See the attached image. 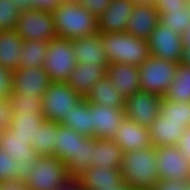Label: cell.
I'll use <instances>...</instances> for the list:
<instances>
[{
	"label": "cell",
	"instance_id": "6da1fadb",
	"mask_svg": "<svg viewBox=\"0 0 190 190\" xmlns=\"http://www.w3.org/2000/svg\"><path fill=\"white\" fill-rule=\"evenodd\" d=\"M156 147L123 153L120 173L131 190H151L159 181Z\"/></svg>",
	"mask_w": 190,
	"mask_h": 190
},
{
	"label": "cell",
	"instance_id": "7a4b0ae2",
	"mask_svg": "<svg viewBox=\"0 0 190 190\" xmlns=\"http://www.w3.org/2000/svg\"><path fill=\"white\" fill-rule=\"evenodd\" d=\"M109 64L122 63L140 67L151 55L148 40L125 32L100 34Z\"/></svg>",
	"mask_w": 190,
	"mask_h": 190
},
{
	"label": "cell",
	"instance_id": "3957f363",
	"mask_svg": "<svg viewBox=\"0 0 190 190\" xmlns=\"http://www.w3.org/2000/svg\"><path fill=\"white\" fill-rule=\"evenodd\" d=\"M52 16L57 38L72 40L98 32L97 17L75 1L63 3Z\"/></svg>",
	"mask_w": 190,
	"mask_h": 190
},
{
	"label": "cell",
	"instance_id": "277c9868",
	"mask_svg": "<svg viewBox=\"0 0 190 190\" xmlns=\"http://www.w3.org/2000/svg\"><path fill=\"white\" fill-rule=\"evenodd\" d=\"M178 62L150 56L140 67V90L163 97L175 79Z\"/></svg>",
	"mask_w": 190,
	"mask_h": 190
},
{
	"label": "cell",
	"instance_id": "5b68a950",
	"mask_svg": "<svg viewBox=\"0 0 190 190\" xmlns=\"http://www.w3.org/2000/svg\"><path fill=\"white\" fill-rule=\"evenodd\" d=\"M81 99L66 82H51L42 94L43 116L48 121L61 124Z\"/></svg>",
	"mask_w": 190,
	"mask_h": 190
},
{
	"label": "cell",
	"instance_id": "8992f818",
	"mask_svg": "<svg viewBox=\"0 0 190 190\" xmlns=\"http://www.w3.org/2000/svg\"><path fill=\"white\" fill-rule=\"evenodd\" d=\"M68 177L62 160L55 156H39L24 182L30 190H54Z\"/></svg>",
	"mask_w": 190,
	"mask_h": 190
},
{
	"label": "cell",
	"instance_id": "52a82bcc",
	"mask_svg": "<svg viewBox=\"0 0 190 190\" xmlns=\"http://www.w3.org/2000/svg\"><path fill=\"white\" fill-rule=\"evenodd\" d=\"M76 64L72 40L56 37L48 42L43 68L52 82H66Z\"/></svg>",
	"mask_w": 190,
	"mask_h": 190
},
{
	"label": "cell",
	"instance_id": "ba28073f",
	"mask_svg": "<svg viewBox=\"0 0 190 190\" xmlns=\"http://www.w3.org/2000/svg\"><path fill=\"white\" fill-rule=\"evenodd\" d=\"M16 32L24 41H50L57 37L52 13L38 10L21 12Z\"/></svg>",
	"mask_w": 190,
	"mask_h": 190
},
{
	"label": "cell",
	"instance_id": "9c48e42d",
	"mask_svg": "<svg viewBox=\"0 0 190 190\" xmlns=\"http://www.w3.org/2000/svg\"><path fill=\"white\" fill-rule=\"evenodd\" d=\"M159 180L186 182L190 178V162L175 146L156 147Z\"/></svg>",
	"mask_w": 190,
	"mask_h": 190
},
{
	"label": "cell",
	"instance_id": "30bf717a",
	"mask_svg": "<svg viewBox=\"0 0 190 190\" xmlns=\"http://www.w3.org/2000/svg\"><path fill=\"white\" fill-rule=\"evenodd\" d=\"M148 43L151 56L181 63L184 46L181 34L176 30L167 28L159 22L151 33Z\"/></svg>",
	"mask_w": 190,
	"mask_h": 190
},
{
	"label": "cell",
	"instance_id": "8fae6325",
	"mask_svg": "<svg viewBox=\"0 0 190 190\" xmlns=\"http://www.w3.org/2000/svg\"><path fill=\"white\" fill-rule=\"evenodd\" d=\"M162 97L139 90L125 101V116L129 121L149 127L160 115Z\"/></svg>",
	"mask_w": 190,
	"mask_h": 190
},
{
	"label": "cell",
	"instance_id": "7c38bea8",
	"mask_svg": "<svg viewBox=\"0 0 190 190\" xmlns=\"http://www.w3.org/2000/svg\"><path fill=\"white\" fill-rule=\"evenodd\" d=\"M0 148L17 160L19 164V180H25L32 171V164L39 158L38 153L28 143V140L16 137L14 132L7 128L1 131Z\"/></svg>",
	"mask_w": 190,
	"mask_h": 190
},
{
	"label": "cell",
	"instance_id": "4fadbf2b",
	"mask_svg": "<svg viewBox=\"0 0 190 190\" xmlns=\"http://www.w3.org/2000/svg\"><path fill=\"white\" fill-rule=\"evenodd\" d=\"M51 82L43 67H19L12 71V90L24 96H42Z\"/></svg>",
	"mask_w": 190,
	"mask_h": 190
},
{
	"label": "cell",
	"instance_id": "5bb4252c",
	"mask_svg": "<svg viewBox=\"0 0 190 190\" xmlns=\"http://www.w3.org/2000/svg\"><path fill=\"white\" fill-rule=\"evenodd\" d=\"M93 137L111 139L126 119L125 108H109L90 103Z\"/></svg>",
	"mask_w": 190,
	"mask_h": 190
},
{
	"label": "cell",
	"instance_id": "9a60e30c",
	"mask_svg": "<svg viewBox=\"0 0 190 190\" xmlns=\"http://www.w3.org/2000/svg\"><path fill=\"white\" fill-rule=\"evenodd\" d=\"M134 7L131 0H111L107 9L97 18L98 33L124 32Z\"/></svg>",
	"mask_w": 190,
	"mask_h": 190
},
{
	"label": "cell",
	"instance_id": "2e32d148",
	"mask_svg": "<svg viewBox=\"0 0 190 190\" xmlns=\"http://www.w3.org/2000/svg\"><path fill=\"white\" fill-rule=\"evenodd\" d=\"M116 141L122 152L144 150L153 146L150 139L149 127L125 119L112 138Z\"/></svg>",
	"mask_w": 190,
	"mask_h": 190
},
{
	"label": "cell",
	"instance_id": "e0dca14e",
	"mask_svg": "<svg viewBox=\"0 0 190 190\" xmlns=\"http://www.w3.org/2000/svg\"><path fill=\"white\" fill-rule=\"evenodd\" d=\"M159 22L160 13L156 6L135 5L124 32L148 40Z\"/></svg>",
	"mask_w": 190,
	"mask_h": 190
},
{
	"label": "cell",
	"instance_id": "ac0fdd59",
	"mask_svg": "<svg viewBox=\"0 0 190 190\" xmlns=\"http://www.w3.org/2000/svg\"><path fill=\"white\" fill-rule=\"evenodd\" d=\"M108 66L77 63L66 83L82 98H86L91 88L107 75Z\"/></svg>",
	"mask_w": 190,
	"mask_h": 190
},
{
	"label": "cell",
	"instance_id": "d6986e66",
	"mask_svg": "<svg viewBox=\"0 0 190 190\" xmlns=\"http://www.w3.org/2000/svg\"><path fill=\"white\" fill-rule=\"evenodd\" d=\"M72 49L77 63L96 64L98 66L109 65L98 32L72 39Z\"/></svg>",
	"mask_w": 190,
	"mask_h": 190
},
{
	"label": "cell",
	"instance_id": "ffe728a7",
	"mask_svg": "<svg viewBox=\"0 0 190 190\" xmlns=\"http://www.w3.org/2000/svg\"><path fill=\"white\" fill-rule=\"evenodd\" d=\"M115 87V90L126 100L140 90L138 67L112 63L107 67V75Z\"/></svg>",
	"mask_w": 190,
	"mask_h": 190
},
{
	"label": "cell",
	"instance_id": "44dd1931",
	"mask_svg": "<svg viewBox=\"0 0 190 190\" xmlns=\"http://www.w3.org/2000/svg\"><path fill=\"white\" fill-rule=\"evenodd\" d=\"M82 134L57 123L55 133L54 156L68 166L72 161H79L80 137Z\"/></svg>",
	"mask_w": 190,
	"mask_h": 190
},
{
	"label": "cell",
	"instance_id": "7402d4cb",
	"mask_svg": "<svg viewBox=\"0 0 190 190\" xmlns=\"http://www.w3.org/2000/svg\"><path fill=\"white\" fill-rule=\"evenodd\" d=\"M84 190L118 188L123 184L120 168L107 169L104 166L89 167L81 176Z\"/></svg>",
	"mask_w": 190,
	"mask_h": 190
},
{
	"label": "cell",
	"instance_id": "603a6c76",
	"mask_svg": "<svg viewBox=\"0 0 190 190\" xmlns=\"http://www.w3.org/2000/svg\"><path fill=\"white\" fill-rule=\"evenodd\" d=\"M186 129L183 123L167 121L159 115L149 126L152 145L175 146Z\"/></svg>",
	"mask_w": 190,
	"mask_h": 190
},
{
	"label": "cell",
	"instance_id": "cb8c5ba5",
	"mask_svg": "<svg viewBox=\"0 0 190 190\" xmlns=\"http://www.w3.org/2000/svg\"><path fill=\"white\" fill-rule=\"evenodd\" d=\"M23 41L16 30L0 31V66L10 71L19 68Z\"/></svg>",
	"mask_w": 190,
	"mask_h": 190
},
{
	"label": "cell",
	"instance_id": "d4e9b609",
	"mask_svg": "<svg viewBox=\"0 0 190 190\" xmlns=\"http://www.w3.org/2000/svg\"><path fill=\"white\" fill-rule=\"evenodd\" d=\"M123 152L114 139L93 137V167L120 168Z\"/></svg>",
	"mask_w": 190,
	"mask_h": 190
},
{
	"label": "cell",
	"instance_id": "484cf974",
	"mask_svg": "<svg viewBox=\"0 0 190 190\" xmlns=\"http://www.w3.org/2000/svg\"><path fill=\"white\" fill-rule=\"evenodd\" d=\"M89 103L104 105L109 108H125V99L116 90L111 80L106 76L99 80L85 98Z\"/></svg>",
	"mask_w": 190,
	"mask_h": 190
},
{
	"label": "cell",
	"instance_id": "4316f807",
	"mask_svg": "<svg viewBox=\"0 0 190 190\" xmlns=\"http://www.w3.org/2000/svg\"><path fill=\"white\" fill-rule=\"evenodd\" d=\"M61 124L82 135L93 137L90 103L82 98L75 107H72L71 112Z\"/></svg>",
	"mask_w": 190,
	"mask_h": 190
},
{
	"label": "cell",
	"instance_id": "83f0119b",
	"mask_svg": "<svg viewBox=\"0 0 190 190\" xmlns=\"http://www.w3.org/2000/svg\"><path fill=\"white\" fill-rule=\"evenodd\" d=\"M163 97L172 102L190 103V66L178 64L175 79Z\"/></svg>",
	"mask_w": 190,
	"mask_h": 190
},
{
	"label": "cell",
	"instance_id": "f1b7e54d",
	"mask_svg": "<svg viewBox=\"0 0 190 190\" xmlns=\"http://www.w3.org/2000/svg\"><path fill=\"white\" fill-rule=\"evenodd\" d=\"M44 120V116L35 115V113L14 114L9 129L14 132L16 137L28 140V143L33 145V140L36 139L39 125Z\"/></svg>",
	"mask_w": 190,
	"mask_h": 190
},
{
	"label": "cell",
	"instance_id": "f546056e",
	"mask_svg": "<svg viewBox=\"0 0 190 190\" xmlns=\"http://www.w3.org/2000/svg\"><path fill=\"white\" fill-rule=\"evenodd\" d=\"M47 40L23 41L19 67L42 68L48 50Z\"/></svg>",
	"mask_w": 190,
	"mask_h": 190
},
{
	"label": "cell",
	"instance_id": "4dcf8cb0",
	"mask_svg": "<svg viewBox=\"0 0 190 190\" xmlns=\"http://www.w3.org/2000/svg\"><path fill=\"white\" fill-rule=\"evenodd\" d=\"M57 122L44 120L37 130L36 139L33 140L32 148L39 156H54L55 133Z\"/></svg>",
	"mask_w": 190,
	"mask_h": 190
},
{
	"label": "cell",
	"instance_id": "1f68e13d",
	"mask_svg": "<svg viewBox=\"0 0 190 190\" xmlns=\"http://www.w3.org/2000/svg\"><path fill=\"white\" fill-rule=\"evenodd\" d=\"M93 166V137L82 135L80 137L79 161H72L68 166V176H80Z\"/></svg>",
	"mask_w": 190,
	"mask_h": 190
},
{
	"label": "cell",
	"instance_id": "d6a6232c",
	"mask_svg": "<svg viewBox=\"0 0 190 190\" xmlns=\"http://www.w3.org/2000/svg\"><path fill=\"white\" fill-rule=\"evenodd\" d=\"M160 115L167 121L181 122L190 127V103H177L162 97Z\"/></svg>",
	"mask_w": 190,
	"mask_h": 190
},
{
	"label": "cell",
	"instance_id": "836d02e7",
	"mask_svg": "<svg viewBox=\"0 0 190 190\" xmlns=\"http://www.w3.org/2000/svg\"><path fill=\"white\" fill-rule=\"evenodd\" d=\"M160 23L167 28L182 34L190 26V11L188 5L181 9H169L160 12Z\"/></svg>",
	"mask_w": 190,
	"mask_h": 190
},
{
	"label": "cell",
	"instance_id": "e575fe53",
	"mask_svg": "<svg viewBox=\"0 0 190 190\" xmlns=\"http://www.w3.org/2000/svg\"><path fill=\"white\" fill-rule=\"evenodd\" d=\"M9 97L14 114L35 113V115L43 116L42 96H24L12 90Z\"/></svg>",
	"mask_w": 190,
	"mask_h": 190
},
{
	"label": "cell",
	"instance_id": "d590c367",
	"mask_svg": "<svg viewBox=\"0 0 190 190\" xmlns=\"http://www.w3.org/2000/svg\"><path fill=\"white\" fill-rule=\"evenodd\" d=\"M20 13L13 0H0V31L16 30Z\"/></svg>",
	"mask_w": 190,
	"mask_h": 190
},
{
	"label": "cell",
	"instance_id": "8d00e7d4",
	"mask_svg": "<svg viewBox=\"0 0 190 190\" xmlns=\"http://www.w3.org/2000/svg\"><path fill=\"white\" fill-rule=\"evenodd\" d=\"M19 164L0 148V182L19 179Z\"/></svg>",
	"mask_w": 190,
	"mask_h": 190
},
{
	"label": "cell",
	"instance_id": "74e56055",
	"mask_svg": "<svg viewBox=\"0 0 190 190\" xmlns=\"http://www.w3.org/2000/svg\"><path fill=\"white\" fill-rule=\"evenodd\" d=\"M14 117L12 101L9 96L0 98V130L4 131L11 125Z\"/></svg>",
	"mask_w": 190,
	"mask_h": 190
},
{
	"label": "cell",
	"instance_id": "f35d334b",
	"mask_svg": "<svg viewBox=\"0 0 190 190\" xmlns=\"http://www.w3.org/2000/svg\"><path fill=\"white\" fill-rule=\"evenodd\" d=\"M82 5L95 17H99L108 7L111 0H73Z\"/></svg>",
	"mask_w": 190,
	"mask_h": 190
},
{
	"label": "cell",
	"instance_id": "ab89813d",
	"mask_svg": "<svg viewBox=\"0 0 190 190\" xmlns=\"http://www.w3.org/2000/svg\"><path fill=\"white\" fill-rule=\"evenodd\" d=\"M63 4L62 0H30L32 10L53 13Z\"/></svg>",
	"mask_w": 190,
	"mask_h": 190
},
{
	"label": "cell",
	"instance_id": "60d3db41",
	"mask_svg": "<svg viewBox=\"0 0 190 190\" xmlns=\"http://www.w3.org/2000/svg\"><path fill=\"white\" fill-rule=\"evenodd\" d=\"M12 91V71L0 66V98L9 96Z\"/></svg>",
	"mask_w": 190,
	"mask_h": 190
},
{
	"label": "cell",
	"instance_id": "b9f144b4",
	"mask_svg": "<svg viewBox=\"0 0 190 190\" xmlns=\"http://www.w3.org/2000/svg\"><path fill=\"white\" fill-rule=\"evenodd\" d=\"M189 0H156L155 6L160 13L169 9H181L187 6Z\"/></svg>",
	"mask_w": 190,
	"mask_h": 190
},
{
	"label": "cell",
	"instance_id": "7bdbcfd3",
	"mask_svg": "<svg viewBox=\"0 0 190 190\" xmlns=\"http://www.w3.org/2000/svg\"><path fill=\"white\" fill-rule=\"evenodd\" d=\"M151 190H186V187L183 181L159 180Z\"/></svg>",
	"mask_w": 190,
	"mask_h": 190
},
{
	"label": "cell",
	"instance_id": "ee69618b",
	"mask_svg": "<svg viewBox=\"0 0 190 190\" xmlns=\"http://www.w3.org/2000/svg\"><path fill=\"white\" fill-rule=\"evenodd\" d=\"M176 146L190 162V127L184 131Z\"/></svg>",
	"mask_w": 190,
	"mask_h": 190
},
{
	"label": "cell",
	"instance_id": "f6af8a7d",
	"mask_svg": "<svg viewBox=\"0 0 190 190\" xmlns=\"http://www.w3.org/2000/svg\"><path fill=\"white\" fill-rule=\"evenodd\" d=\"M54 190H84L80 178L68 177Z\"/></svg>",
	"mask_w": 190,
	"mask_h": 190
},
{
	"label": "cell",
	"instance_id": "bcb514c9",
	"mask_svg": "<svg viewBox=\"0 0 190 190\" xmlns=\"http://www.w3.org/2000/svg\"><path fill=\"white\" fill-rule=\"evenodd\" d=\"M26 187L24 180H9L0 182V190H23Z\"/></svg>",
	"mask_w": 190,
	"mask_h": 190
},
{
	"label": "cell",
	"instance_id": "7dc6e473",
	"mask_svg": "<svg viewBox=\"0 0 190 190\" xmlns=\"http://www.w3.org/2000/svg\"><path fill=\"white\" fill-rule=\"evenodd\" d=\"M15 6L18 7L20 12L32 10L30 7V0H13Z\"/></svg>",
	"mask_w": 190,
	"mask_h": 190
},
{
	"label": "cell",
	"instance_id": "c3c4849f",
	"mask_svg": "<svg viewBox=\"0 0 190 190\" xmlns=\"http://www.w3.org/2000/svg\"><path fill=\"white\" fill-rule=\"evenodd\" d=\"M181 63H183L184 65L190 66V44H187L184 47V52H183V57H182Z\"/></svg>",
	"mask_w": 190,
	"mask_h": 190
},
{
	"label": "cell",
	"instance_id": "681fc988",
	"mask_svg": "<svg viewBox=\"0 0 190 190\" xmlns=\"http://www.w3.org/2000/svg\"><path fill=\"white\" fill-rule=\"evenodd\" d=\"M181 40L184 47L190 44V26L181 34Z\"/></svg>",
	"mask_w": 190,
	"mask_h": 190
},
{
	"label": "cell",
	"instance_id": "f907efd6",
	"mask_svg": "<svg viewBox=\"0 0 190 190\" xmlns=\"http://www.w3.org/2000/svg\"><path fill=\"white\" fill-rule=\"evenodd\" d=\"M135 5L155 6L156 0H131Z\"/></svg>",
	"mask_w": 190,
	"mask_h": 190
},
{
	"label": "cell",
	"instance_id": "816d5d0a",
	"mask_svg": "<svg viewBox=\"0 0 190 190\" xmlns=\"http://www.w3.org/2000/svg\"><path fill=\"white\" fill-rule=\"evenodd\" d=\"M101 190H131L127 185H125L124 183L118 187V188H102Z\"/></svg>",
	"mask_w": 190,
	"mask_h": 190
},
{
	"label": "cell",
	"instance_id": "f5cc1de1",
	"mask_svg": "<svg viewBox=\"0 0 190 190\" xmlns=\"http://www.w3.org/2000/svg\"><path fill=\"white\" fill-rule=\"evenodd\" d=\"M186 190H190V178L185 182Z\"/></svg>",
	"mask_w": 190,
	"mask_h": 190
},
{
	"label": "cell",
	"instance_id": "db71d44e",
	"mask_svg": "<svg viewBox=\"0 0 190 190\" xmlns=\"http://www.w3.org/2000/svg\"><path fill=\"white\" fill-rule=\"evenodd\" d=\"M70 1H73V0H62L63 3L70 2Z\"/></svg>",
	"mask_w": 190,
	"mask_h": 190
},
{
	"label": "cell",
	"instance_id": "11a10c76",
	"mask_svg": "<svg viewBox=\"0 0 190 190\" xmlns=\"http://www.w3.org/2000/svg\"><path fill=\"white\" fill-rule=\"evenodd\" d=\"M187 5H188L189 11H190V0L188 1Z\"/></svg>",
	"mask_w": 190,
	"mask_h": 190
}]
</instances>
